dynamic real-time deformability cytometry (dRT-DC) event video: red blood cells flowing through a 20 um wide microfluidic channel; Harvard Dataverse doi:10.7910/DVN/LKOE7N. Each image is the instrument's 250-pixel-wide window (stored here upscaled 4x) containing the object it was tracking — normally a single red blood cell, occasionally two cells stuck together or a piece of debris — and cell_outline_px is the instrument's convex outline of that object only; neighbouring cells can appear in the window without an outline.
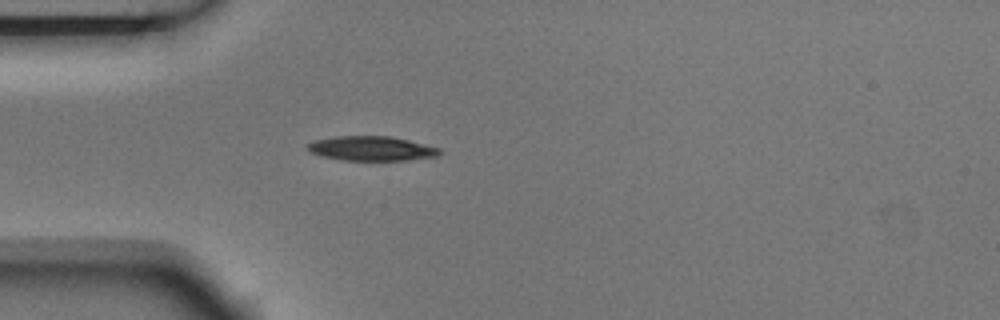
{"species": "Egyptian fruit bat (a non-hibernating species)", "species_latin": "Rousettus aegyptiacus", "temperature_condition": "room temperature", "stored_images_in_passage": 4, "camera_frame_rate_fps": 3000, "um_per_image_px": 0.085, "animal": {"sex": "male"}, "frame": {"image": 1, "passage_image": 4, "time_ms": 1.0, "image_size_px": [1000, 320], "cell_outline_px": [[444, 152], [436, 156], [408, 160], [344, 160], [320, 156], [312, 152], [308, 148], [308, 144], [316, 140], [336, 136], [388, 136], [408, 140], [440, 148]], "centroid_in_image_um": [31.61, 12.62], "position_along_channel_um": 53.4, "area_um2": 18.67}}